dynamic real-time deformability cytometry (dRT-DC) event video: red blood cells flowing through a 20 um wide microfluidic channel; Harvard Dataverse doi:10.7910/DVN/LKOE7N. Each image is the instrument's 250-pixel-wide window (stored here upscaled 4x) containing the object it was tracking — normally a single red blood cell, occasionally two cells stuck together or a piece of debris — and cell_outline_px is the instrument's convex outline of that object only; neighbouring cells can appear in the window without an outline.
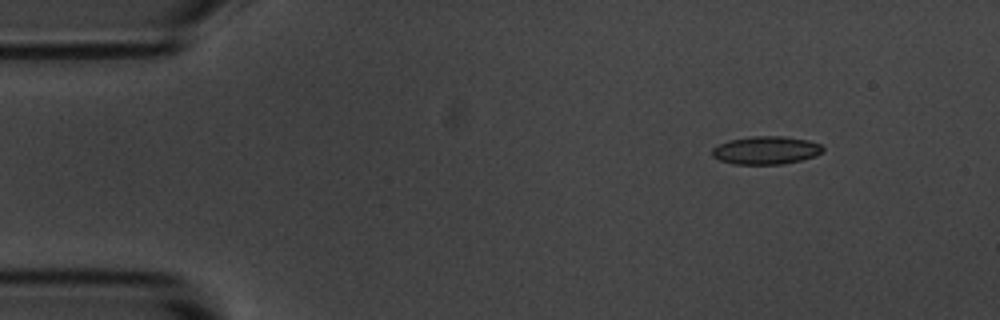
{"species": "common noctule bat (a hibernating species)", "species_latin": "Nyctalus noctula", "temperature_condition": "room temperature", "stored_images_in_passage": 5, "camera_frame_rate_fps": 3000, "um_per_image_px": 0.085, "animal": {"sex": "male", "body_mass_g": 20.1, "forearm_length_mm": 53.5}, "frame": {"image": 1, "passage_image": 1, "time_ms": 0.0, "image_size_px": [1000, 320], "cell_outline_px": [[824, 152], [816, 156], [800, 160], [780, 164], [732, 164], [720, 160], [712, 156], [712, 148], [728, 140], [752, 136], [784, 136], [808, 140], [820, 144], [824, 148]], "centroid_in_image_um": [65.12, 12.77], "position_along_channel_um": 19.9, "area_um2": 18.15}}
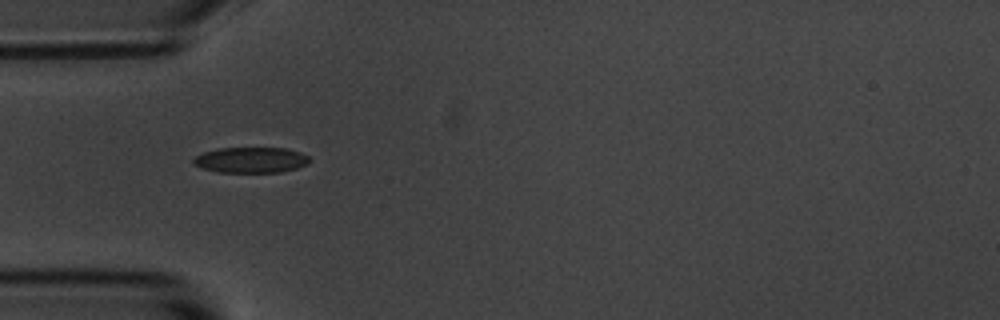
{"frame": {"image": 2, "passage_image": 4, "time_ms": 3.333, "image_size_px": [1000, 320], "cell_outline_px": [[312, 160], [308, 164], [296, 168], [280, 172], [220, 172], [204, 168], [196, 164], [192, 160], [196, 156], [204, 152], [220, 148], [284, 148], [300, 152], [308, 156]], "centroid_in_image_um": [21.38, 13.59], "position_along_channel_um": 63.6, "area_um2": 17.17}}